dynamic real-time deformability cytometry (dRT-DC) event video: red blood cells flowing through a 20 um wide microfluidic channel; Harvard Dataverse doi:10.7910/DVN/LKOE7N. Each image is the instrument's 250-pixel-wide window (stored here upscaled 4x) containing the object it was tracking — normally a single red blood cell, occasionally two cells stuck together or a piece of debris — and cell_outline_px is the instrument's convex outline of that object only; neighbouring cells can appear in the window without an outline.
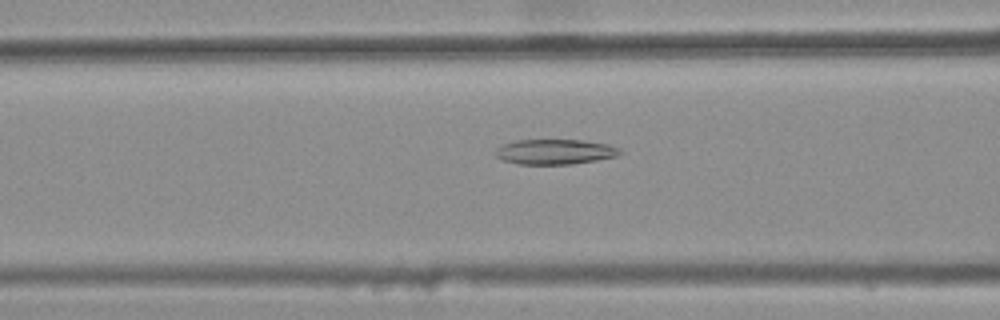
{"species": "common noctule bat (a hibernating species)", "species_latin": "Nyctalus noctula", "temperature_condition": "warm", "stored_images_in_passage": 19, "camera_frame_rate_fps": 3000, "um_per_image_px": 0.085, "animal": {"sex": "female", "body_mass_g": 25.1}, "frame": {"image": 1, "passage_image": 5, "time_ms": 1.333, "image_size_px": [1000, 320], "cell_outline_px": [[620, 152], [616, 156], [596, 160], [572, 164], [516, 164], [500, 160], [496, 156], [496, 148], [500, 144], [516, 140], [584, 140], [608, 144], [616, 148]], "centroid_in_image_um": [47.08, 12.9], "position_along_channel_um": 119.5, "area_um2": 18.21}}
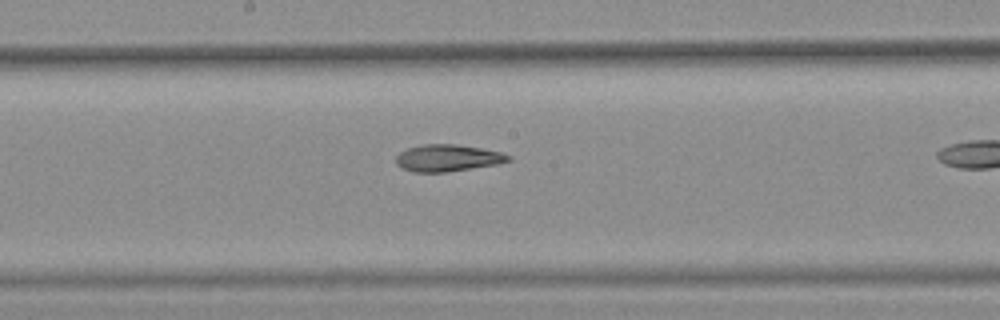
{"frame": {"image": 2, "passage_image": 12, "time_ms": 3.667, "image_size_px": [1000, 320], "cell_outline_px": [[512, 160], [496, 164], [444, 172], [416, 172], [404, 168], [396, 164], [396, 156], [400, 152], [408, 148], [420, 144], [456, 144], [480, 148], [500, 152], [512, 156]], "centroid_in_image_um": [38.05, 13.41], "position_along_channel_um": 210.2, "area_um2": 17.4}}
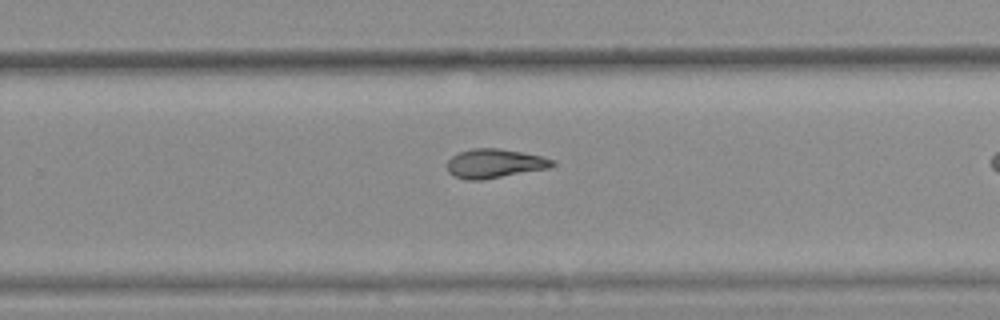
{"frame": {"image": 3, "passage_image": 18, "time_ms": 5.667, "image_size_px": [1000, 320], "cell_outline_px": [[556, 164], [548, 168], [484, 180], [468, 180], [452, 176], [448, 172], [448, 160], [452, 156], [460, 152], [472, 148], [500, 148], [540, 156], [552, 160]], "centroid_in_image_um": [42.0, 13.9], "position_along_channel_um": 287.8, "area_um2": 17.74}}